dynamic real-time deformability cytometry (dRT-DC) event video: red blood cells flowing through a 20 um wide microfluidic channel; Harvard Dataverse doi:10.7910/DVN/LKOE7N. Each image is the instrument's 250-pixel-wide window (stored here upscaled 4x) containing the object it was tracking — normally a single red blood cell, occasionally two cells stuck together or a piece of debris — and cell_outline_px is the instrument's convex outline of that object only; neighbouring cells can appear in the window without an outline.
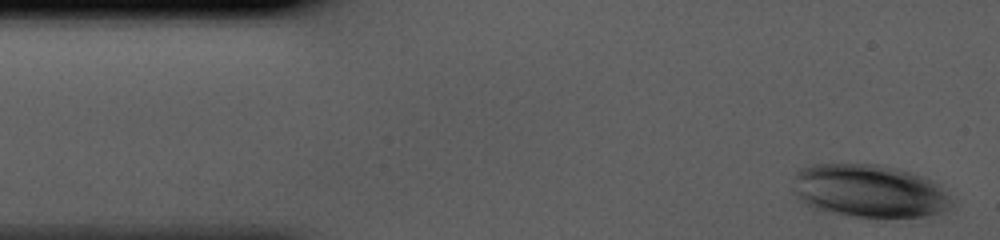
{"species": "human", "species_latin": "Homo sapiens", "temperature_condition": "cold", "stored_images_in_passage": 36, "camera_frame_rate_fps": 3000, "um_per_image_px": 0.085, "donor": {"sex": "male"}, "frame": {"image": 1, "passage_image": 1, "time_ms": 0.0, "image_size_px": [1000, 240], "cell_outline_px": [[952, 204], [944, 212], [924, 216], [848, 216], [824, 212], [800, 204], [796, 196], [796, 172], [800, 168], [812, 164], [880, 164], [896, 168], [924, 176], [932, 180], [952, 200]], "centroid_in_image_um": [73.84, 16.23], "position_along_channel_um": 11.2, "area_um2": 48.9}}
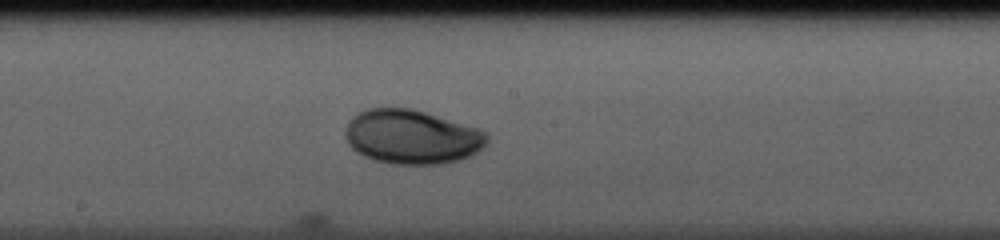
{"frame": {"image": 2, "passage_image": 21, "time_ms": 6.667, "image_size_px": [1000, 240], "cell_outline_px": [[488, 140], [476, 152], [460, 160], [444, 164], [392, 164], [372, 160], [356, 152], [348, 144], [344, 136], [344, 132], [348, 120], [352, 116], [368, 108], [412, 108], [476, 128], [488, 132]], "centroid_in_image_um": [34.95, 11.64], "position_along_channel_um": 213.2, "area_um2": 44.91}}
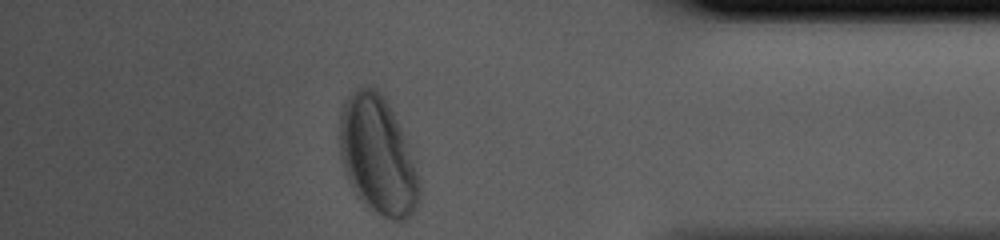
{"frame": {"image": 3, "passage_image": 36, "time_ms": 11.667, "image_size_px": [1000, 240], "cell_outline_px": [[420, 204], [400, 224], [364, 208], [356, 196], [344, 172], [340, 160], [340, 112], [348, 96], [360, 84], [376, 88], [384, 96], [400, 128], [416, 172], [420, 184]], "centroid_in_image_um": [32.06, 13.28], "position_along_channel_um": 403.1, "area_um2": 55.03}}